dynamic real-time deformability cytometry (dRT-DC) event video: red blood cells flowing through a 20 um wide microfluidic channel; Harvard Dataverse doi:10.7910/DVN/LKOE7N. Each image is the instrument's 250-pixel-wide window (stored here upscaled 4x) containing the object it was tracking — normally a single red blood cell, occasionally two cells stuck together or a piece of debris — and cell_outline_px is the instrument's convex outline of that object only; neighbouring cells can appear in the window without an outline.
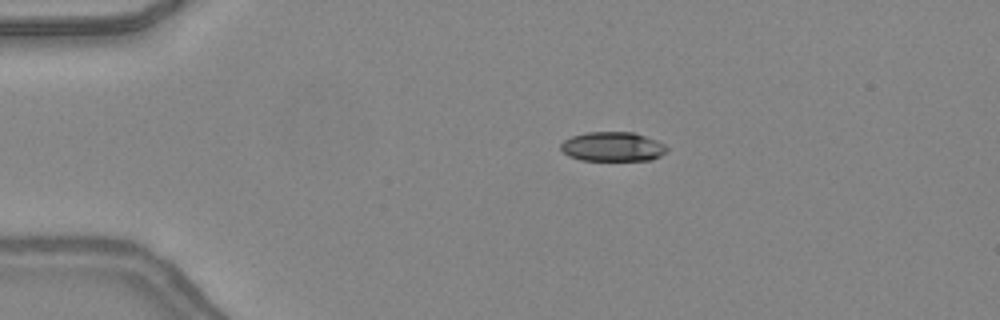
{"species": "common noctule bat (a hibernating species)", "species_latin": "Nyctalus noctula", "temperature_condition": "warm", "stored_images_in_passage": 47, "camera_frame_rate_fps": 3000, "um_per_image_px": 0.085, "animal": {"sex": "female", "body_mass_g": 24.6, "forearm_length_mm": 56.2}, "frame": {"image": 1, "passage_image": 10, "time_ms": 3.0, "image_size_px": [1000, 320], "cell_outline_px": [[668, 148], [660, 156], [652, 160], [580, 160], [568, 156], [560, 148], [560, 144], [564, 140], [572, 136], [588, 132], [636, 132], [656, 140], [664, 144]], "centroid_in_image_um": [52.07, 12.46], "position_along_channel_um": 32.9, "area_um2": 18.21}}
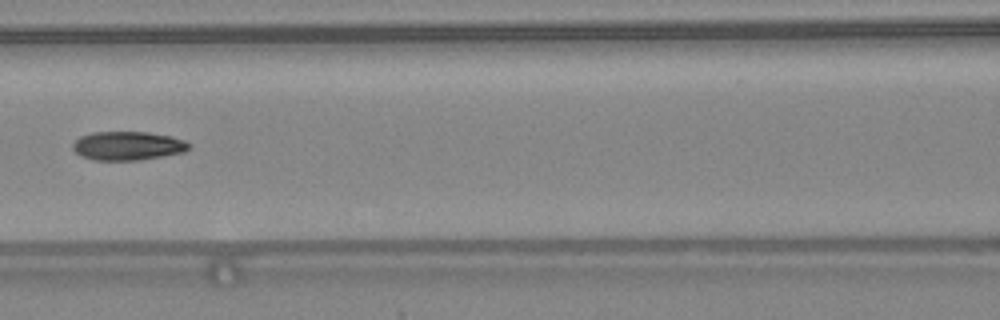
{"frame": {"image": 2, "passage_image": 22, "time_ms": 7.0, "image_size_px": [1000, 320], "cell_outline_px": [[192, 144], [184, 152], [164, 156], [140, 160], [92, 160], [80, 156], [72, 148], [72, 144], [80, 136], [92, 132], [148, 132], [172, 136], [184, 140]], "centroid_in_image_um": [10.86, 12.39], "position_along_channel_um": 155.7, "area_um2": 19.65}}
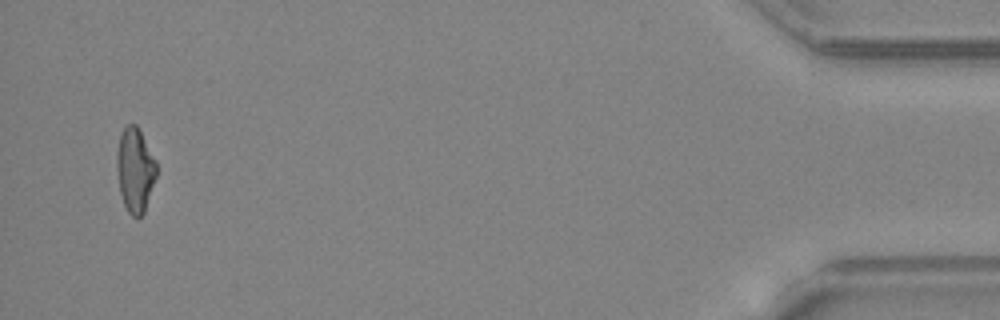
{"frame": {"image": 3, "passage_image": 46, "time_ms": 15.0, "image_size_px": [1000, 320], "cell_outline_px": [[156, 176], [144, 212], [140, 216], [132, 216], [128, 212], [124, 204], [120, 192], [116, 168], [116, 152], [120, 132], [128, 124], [136, 124], [156, 160]], "centroid_in_image_um": [11.46, 14.42], "position_along_channel_um": 423.7, "area_um2": 19.42}, "authors_computed_cell_mechanics": {"area_um2": 19.4208, "velocity_mm_per_s": 4.3954, "shape_relaxation_time_tau1_ms": 8.2117, "shape_relaxation_time_tau2_ms": 2.7352, "deformation_change_tau1": 0.2528, "deformation_change_tau2": 0.1091}}